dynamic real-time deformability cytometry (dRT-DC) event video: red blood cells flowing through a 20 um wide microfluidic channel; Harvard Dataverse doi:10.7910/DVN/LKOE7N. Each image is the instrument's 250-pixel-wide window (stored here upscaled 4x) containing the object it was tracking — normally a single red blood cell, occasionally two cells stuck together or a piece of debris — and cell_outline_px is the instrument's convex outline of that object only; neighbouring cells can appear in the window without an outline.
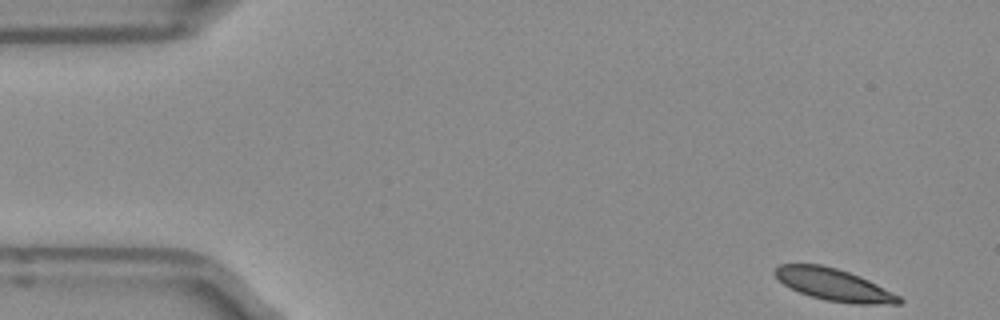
{"species": "Egyptian fruit bat (a non-hibernating species)", "species_latin": "Rousettus aegyptiacus", "temperature_condition": "room temperature", "stored_images_in_passage": 49, "camera_frame_rate_fps": 3000, "um_per_image_px": 0.085, "frame": {"image": 1, "passage_image": 1, "time_ms": 0.0, "image_size_px": [1000, 320], "cell_outline_px": [[904, 300], [900, 304], [852, 304], [824, 300], [800, 292], [784, 284], [772, 272], [780, 264], [820, 264], [836, 268], [860, 276], [900, 296]], "centroid_in_image_um": [70.9, 24.21], "position_along_channel_um": 14.1, "area_um2": 23.0}}
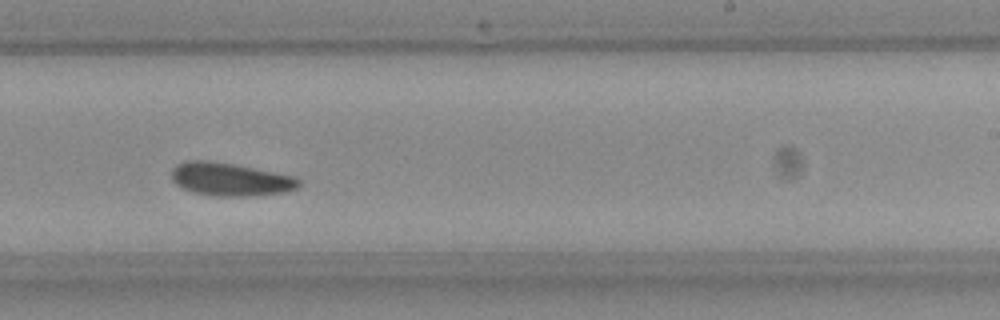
{"frame": {"image": 2, "passage_image": 29, "time_ms": 9.333, "image_size_px": [1000, 320], "cell_outline_px": [[300, 184], [296, 188], [284, 192], [248, 196], [216, 196], [192, 192], [180, 188], [172, 180], [172, 168], [176, 164], [188, 160], [208, 160], [232, 164], [296, 176], [300, 180]], "centroid_in_image_um": [19.54, 15.24], "position_along_channel_um": 269.5, "area_um2": 24.57}}
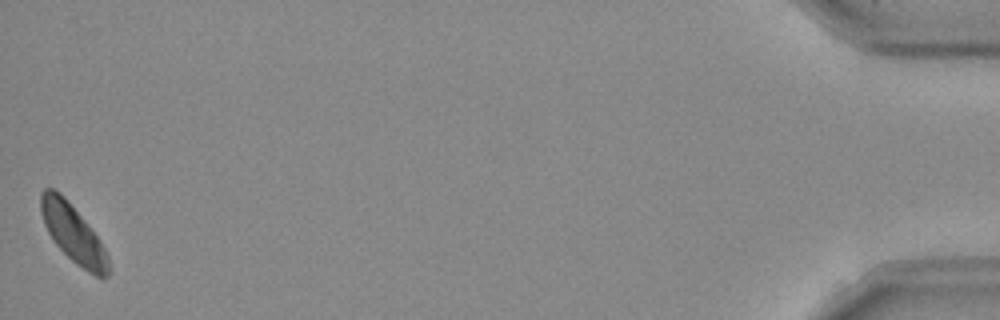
{"frame": {"image": 3, "passage_image": 49, "time_ms": 16.0, "image_size_px": [1000, 320], "cell_outline_px": [[112, 272], [108, 276], [96, 276], [88, 272], [76, 264], [56, 244], [48, 232], [44, 224], [40, 212], [40, 192], [44, 188], [52, 188], [60, 192], [64, 196], [92, 228], [100, 240], [108, 256]], "centroid_in_image_um": [6.23, 19.84], "position_along_channel_um": 429.0, "area_um2": 22.95}, "authors_computed_cell_mechanics": {"area_um2": 24.1026, "velocity_mm_per_s": 3.881, "shape_relaxation_time_tau1_ms": 3.999, "shape_relaxation_time_tau2_ms": null, "deformation_change_tau1": 0.0847, "deformation_change_tau2": null}}